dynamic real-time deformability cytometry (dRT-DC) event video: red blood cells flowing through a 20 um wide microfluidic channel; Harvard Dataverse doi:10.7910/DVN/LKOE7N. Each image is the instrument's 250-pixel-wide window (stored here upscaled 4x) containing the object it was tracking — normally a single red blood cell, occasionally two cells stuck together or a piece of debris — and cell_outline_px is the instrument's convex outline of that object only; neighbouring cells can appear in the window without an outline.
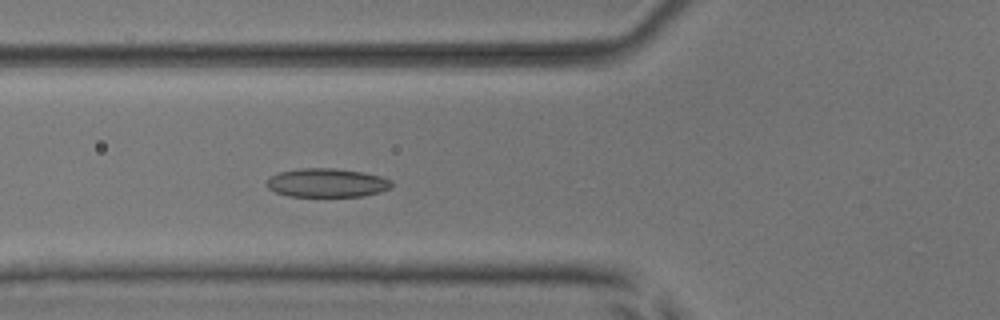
{"species": "common noctule bat (a hibernating species)", "species_latin": "Nyctalus noctula", "temperature_condition": "room temperature", "stored_images_in_passage": 23, "camera_frame_rate_fps": 3000, "um_per_image_px": 0.085, "animal": {"sex": "male", "body_mass_g": 17.9, "forearm_length_mm": 54.2}, "frame": {"image": 1, "passage_image": 7, "time_ms": 2.0, "image_size_px": [1000, 320], "cell_outline_px": [[392, 188], [380, 192], [364, 196], [288, 196], [276, 192], [268, 188], [264, 184], [272, 176], [280, 172], [296, 168], [336, 168], [364, 172], [380, 176], [392, 180]], "centroid_in_image_um": [27.81, 15.53], "position_along_channel_um": 98.0, "area_um2": 21.1}}
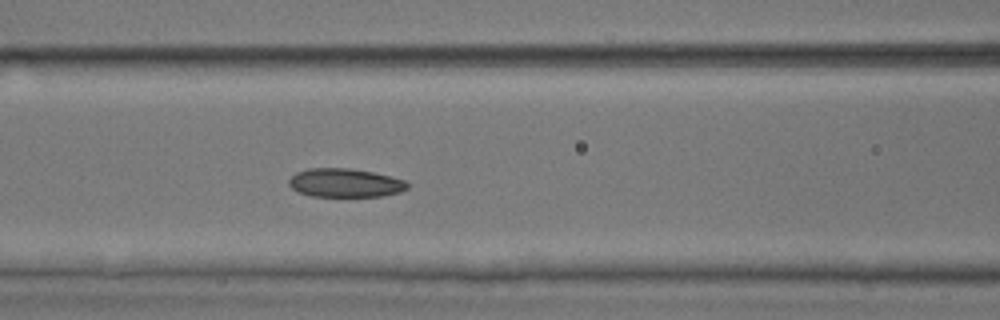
{"frame": {"image": 2, "passage_image": 10, "time_ms": 3.0, "image_size_px": [1000, 320], "cell_outline_px": [[408, 188], [400, 192], [384, 196], [312, 196], [296, 192], [288, 184], [288, 180], [296, 172], [308, 168], [352, 168], [372, 172], [404, 180], [408, 184]], "centroid_in_image_um": [29.3, 15.54], "position_along_channel_um": 137.3, "area_um2": 19.83}}